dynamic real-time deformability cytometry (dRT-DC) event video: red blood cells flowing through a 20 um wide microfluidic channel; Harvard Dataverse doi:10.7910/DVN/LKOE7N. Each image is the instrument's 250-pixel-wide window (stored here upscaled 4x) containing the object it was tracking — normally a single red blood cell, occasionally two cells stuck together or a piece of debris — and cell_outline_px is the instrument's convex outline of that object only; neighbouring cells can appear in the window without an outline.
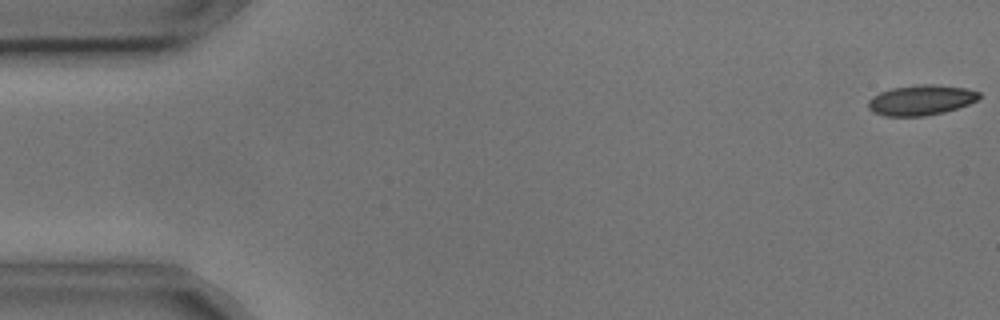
{"species": "common noctule bat (a hibernating species)", "species_latin": "Nyctalus noctula", "temperature_condition": "cold", "stored_images_in_passage": 55, "camera_frame_rate_fps": 3000, "um_per_image_px": 0.085, "animal": {"sex": "male", "body_mass_g": 17.9, "forearm_length_mm": 54.2}, "frame": {"image": 1, "passage_image": 1, "time_ms": 0.0, "image_size_px": [1000, 320], "cell_outline_px": [[980, 96], [976, 100], [968, 104], [944, 112], [924, 116], [884, 116], [872, 112], [868, 108], [868, 100], [880, 92], [892, 88], [924, 84], [932, 84], [964, 88], [980, 92]], "centroid_in_image_um": [78.25, 8.51], "position_along_channel_um": 6.7, "area_um2": 19.36}}
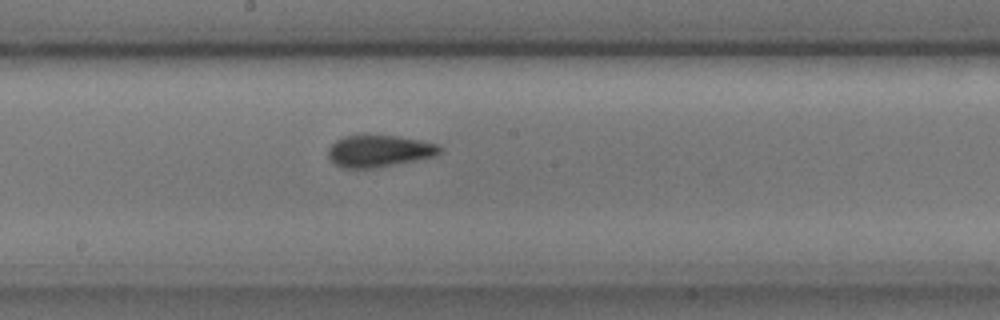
{"frame": {"image": 2, "passage_image": 29, "time_ms": 9.333, "image_size_px": [1000, 320], "cell_outline_px": [[444, 148], [436, 156], [376, 168], [344, 168], [336, 164], [328, 156], [328, 148], [336, 140], [344, 136], [364, 132], [368, 132], [396, 136], [420, 140], [436, 144]], "centroid_in_image_um": [32.21, 12.79], "position_along_channel_um": 216.0, "area_um2": 21.33}}
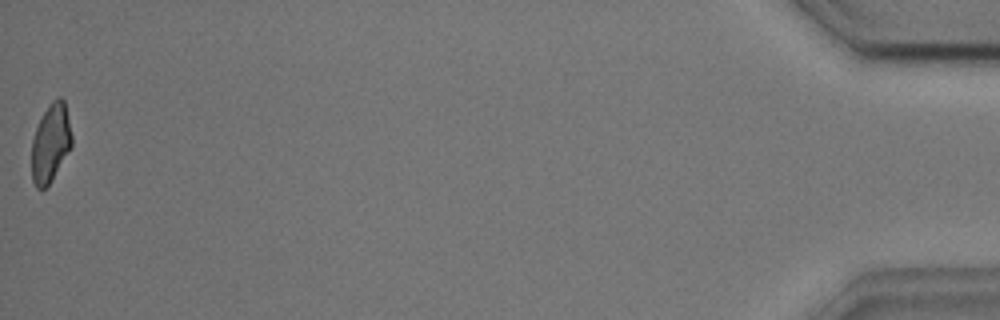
{"frame": {"image": 3, "passage_image": 55, "time_ms": 18.0, "image_size_px": [1000, 320], "cell_outline_px": [[72, 148], [48, 184], [44, 188], [36, 188], [32, 180], [32, 140], [36, 128], [44, 112], [52, 100], [60, 96], [64, 100], [72, 136]], "centroid_in_image_um": [4.31, 12.15], "position_along_channel_um": 430.9, "area_um2": 18.09}, "authors_computed_cell_mechanics": {"area_um2": 19.9988, "velocity_mm_per_s": 3.6264, "shape_relaxation_time_tau1_ms": 5.9627, "shape_relaxation_time_tau2_ms": 1.6123, "deformation_change_tau1": 0.141, "deformation_change_tau2": 0.0795}}